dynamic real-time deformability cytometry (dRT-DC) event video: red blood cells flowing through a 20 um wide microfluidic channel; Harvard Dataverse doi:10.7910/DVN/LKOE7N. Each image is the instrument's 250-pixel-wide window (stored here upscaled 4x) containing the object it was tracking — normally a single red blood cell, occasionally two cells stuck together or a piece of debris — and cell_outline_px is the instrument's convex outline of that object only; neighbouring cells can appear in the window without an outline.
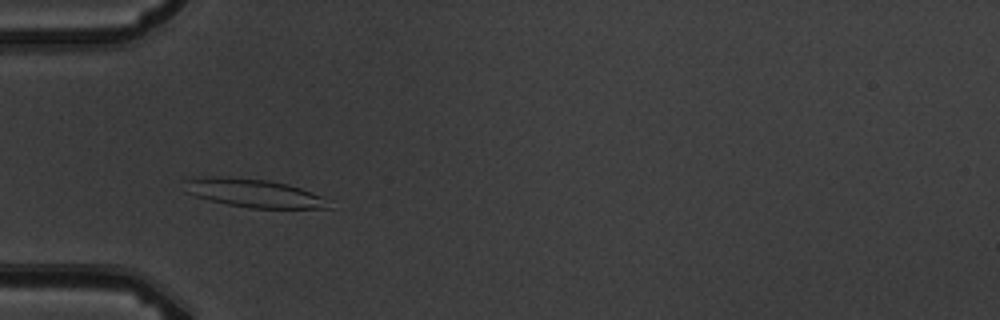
{"species": "common noctule bat (a hibernating species)", "species_latin": "Nyctalus noctula", "temperature_condition": "warm", "stored_images_in_passage": 7, "camera_frame_rate_fps": 3000, "um_per_image_px": 0.085, "animal": {"sex": "male", "body_mass_g": 19.5, "forearm_length_mm": 54.6}, "frame": {"image": 1, "passage_image": 4, "time_ms": 3.667, "image_size_px": [1000, 320], "cell_outline_px": [[332, 208], [252, 208], [228, 204], [208, 200], [196, 196], [188, 192], [184, 180], [268, 180], [288, 184], [300, 188], [320, 196]], "centroid_in_image_um": [21.71, 16.49], "position_along_channel_um": 63.3, "area_um2": 21.96}}
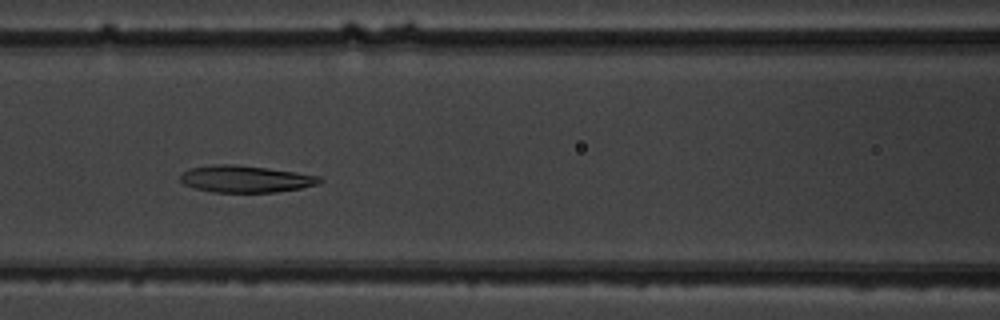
{"frame": {"image": 2, "passage_image": 6, "time_ms": 6.0, "image_size_px": [1000, 320], "cell_outline_px": [[324, 180], [316, 184], [300, 188], [276, 192], [212, 192], [196, 188], [184, 184], [180, 180], [180, 176], [188, 168], [212, 164], [232, 164], [268, 168], [296, 172], [320, 176]], "centroid_in_image_um": [20.86, 15.2], "position_along_channel_um": 145.7, "area_um2": 21.79}}
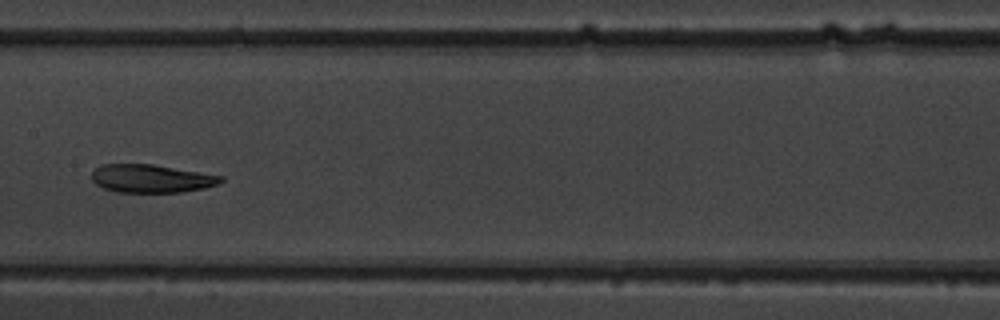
{"frame": {"image": 3, "passage_image": 7, "time_ms": 7.333, "image_size_px": [1000, 320], "cell_outline_px": [[224, 180], [216, 184], [204, 188], [180, 192], [116, 192], [104, 188], [96, 184], [92, 180], [92, 172], [100, 164], [152, 164], [224, 176]], "centroid_in_image_um": [12.84, 15.17], "position_along_channel_um": 194.6, "area_um2": 21.1}}